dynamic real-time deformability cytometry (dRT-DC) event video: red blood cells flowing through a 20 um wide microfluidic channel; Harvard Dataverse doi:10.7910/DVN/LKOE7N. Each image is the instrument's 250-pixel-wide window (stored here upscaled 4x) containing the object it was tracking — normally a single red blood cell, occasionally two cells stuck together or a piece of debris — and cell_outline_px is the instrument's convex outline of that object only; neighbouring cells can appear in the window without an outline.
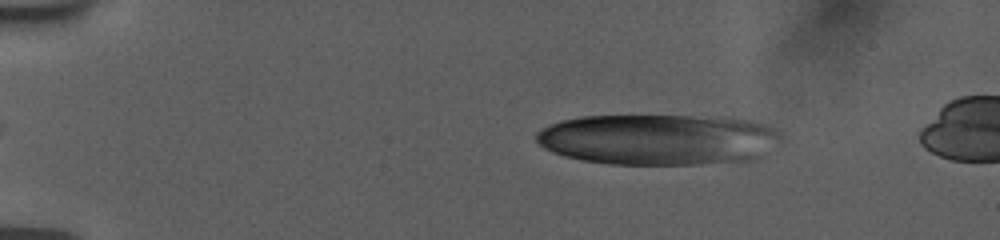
{"species": "human", "species_latin": "Homo sapiens", "temperature_condition": "room temperature", "stored_images_in_passage": 43, "camera_frame_rate_fps": 3000, "um_per_image_px": 0.085, "donor": {"sex": "female"}, "frame": {"image": 1, "passage_image": 22, "time_ms": 3.0, "image_size_px": [1000, 240], "cell_outline_px": [[760, 128], [720, 160], [696, 164], [608, 164], [584, 160], [568, 156], [544, 148], [536, 140], [536, 132], [552, 124], [564, 120], [584, 116], [692, 116], [732, 120], [752, 124]], "centroid_in_image_um": [54.86, 11.81], "position_along_channel_um": 30.1, "area_um2": 63.06}}